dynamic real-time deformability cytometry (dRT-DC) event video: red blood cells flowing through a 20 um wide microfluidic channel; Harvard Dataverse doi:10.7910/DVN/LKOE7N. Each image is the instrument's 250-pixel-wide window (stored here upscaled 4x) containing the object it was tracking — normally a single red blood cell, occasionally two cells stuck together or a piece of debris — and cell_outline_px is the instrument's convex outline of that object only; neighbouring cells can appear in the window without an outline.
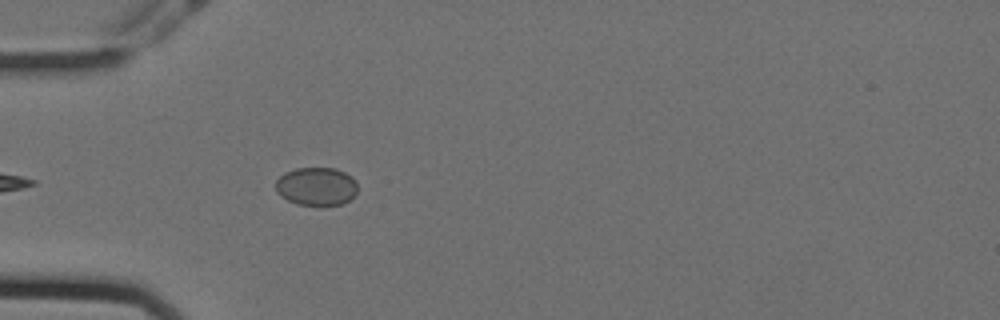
{"species": "Egyptian fruit bat (a non-hibernating species)", "species_latin": "Rousettus aegyptiacus", "temperature_condition": "cold", "stored_images_in_passage": 7, "camera_frame_rate_fps": 3000, "um_per_image_px": 0.085, "animal": {"sex": "female"}, "frame": {"image": 1, "passage_image": 3, "time_ms": 0.667, "image_size_px": [1000, 320], "cell_outline_px": [[356, 192], [344, 204], [296, 204], [280, 196], [276, 192], [276, 180], [284, 172], [296, 168], [336, 168], [352, 176], [356, 180]], "centroid_in_image_um": [26.87, 15.82], "position_along_channel_um": 58.1, "area_um2": 18.15}}